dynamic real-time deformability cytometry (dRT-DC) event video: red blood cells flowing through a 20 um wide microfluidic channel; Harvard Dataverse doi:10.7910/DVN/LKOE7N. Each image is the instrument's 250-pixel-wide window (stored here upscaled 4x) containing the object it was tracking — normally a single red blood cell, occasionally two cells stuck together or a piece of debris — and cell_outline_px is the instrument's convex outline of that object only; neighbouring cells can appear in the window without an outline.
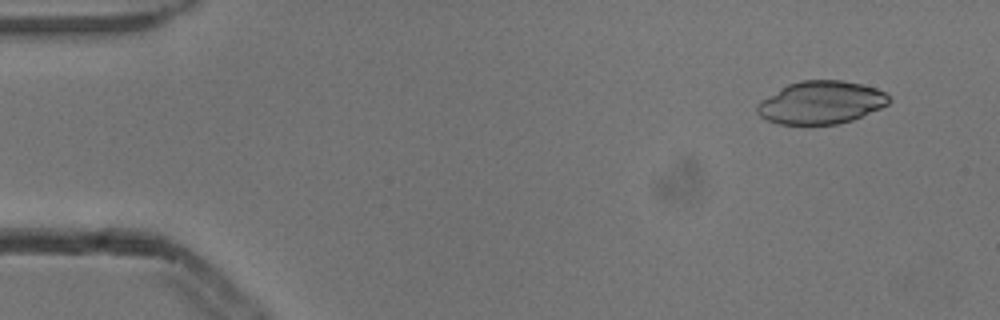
{"species": "common noctule bat (a hibernating species)", "species_latin": "Nyctalus noctula", "temperature_condition": "cold", "stored_images_in_passage": 4, "camera_frame_rate_fps": 3000, "um_per_image_px": 0.085, "animal": {"sex": "male", "body_mass_g": 13.3}, "frame": {"image": 1, "passage_image": 1, "time_ms": 0.0, "image_size_px": [1000, 320], "cell_outline_px": [[892, 100], [888, 104], [880, 108], [852, 120], [836, 124], [780, 124], [768, 120], [760, 116], [756, 112], [756, 104], [760, 100], [780, 88], [788, 84], [800, 80], [840, 80], [860, 84], [876, 88], [884, 92]], "centroid_in_image_um": [69.76, 8.71], "position_along_channel_um": 15.2, "area_um2": 32.83}}